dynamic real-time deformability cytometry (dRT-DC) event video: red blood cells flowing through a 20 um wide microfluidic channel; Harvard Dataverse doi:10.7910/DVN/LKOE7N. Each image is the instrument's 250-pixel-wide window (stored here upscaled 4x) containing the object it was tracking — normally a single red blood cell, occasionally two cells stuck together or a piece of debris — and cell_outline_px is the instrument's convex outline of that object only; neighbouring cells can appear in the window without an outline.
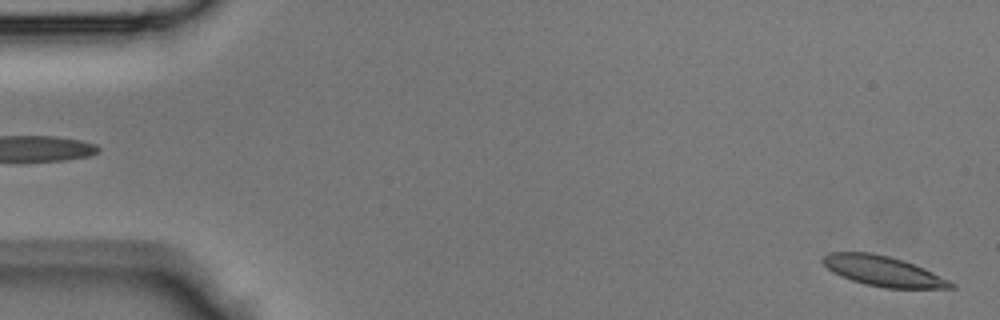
{"species": "Egyptian fruit bat (a non-hibernating species)", "species_latin": "Rousettus aegyptiacus", "temperature_condition": "room temperature", "stored_images_in_passage": 43, "camera_frame_rate_fps": 3000, "um_per_image_px": 0.085, "animal": {"sex": "male"}, "frame": {"image": 1, "passage_image": 1, "time_ms": 0.0, "image_size_px": [1000, 320], "cell_outline_px": [[956, 288], [884, 288], [852, 280], [840, 276], [832, 272], [820, 260], [828, 252], [872, 252], [904, 260], [924, 268], [956, 284]], "centroid_in_image_um": [75.05, 23.03], "position_along_channel_um": 10.0, "area_um2": 22.43}}
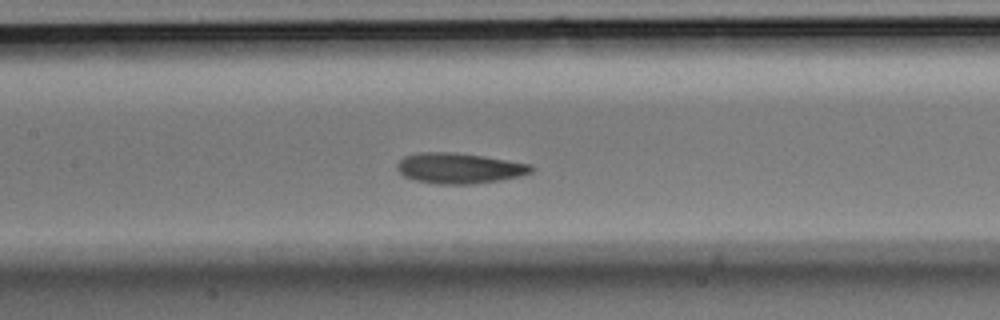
{"frame": {"image": 2, "passage_image": 20, "time_ms": 6.333, "image_size_px": [1000, 320], "cell_outline_px": [[532, 172], [520, 176], [500, 180], [472, 184], [440, 184], [416, 180], [404, 176], [396, 168], [396, 164], [404, 156], [420, 152], [452, 152], [484, 156], [532, 164]], "centroid_in_image_um": [39.03, 14.29], "position_along_channel_um": 168.4, "area_um2": 23.81}}
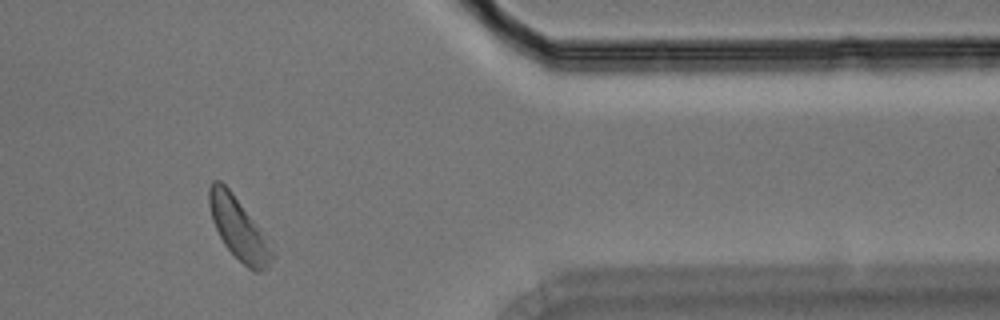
{"frame": {"image": 3, "passage_image": 36, "time_ms": 11.667, "image_size_px": [1000, 320], "cell_outline_px": [[276, 256], [268, 268], [260, 272], [252, 272], [224, 244], [212, 220], [208, 204], [208, 188], [212, 180], [220, 180], [232, 192]], "centroid_in_image_um": [20.23, 19.45], "position_along_channel_um": 391.2, "area_um2": 21.85}}